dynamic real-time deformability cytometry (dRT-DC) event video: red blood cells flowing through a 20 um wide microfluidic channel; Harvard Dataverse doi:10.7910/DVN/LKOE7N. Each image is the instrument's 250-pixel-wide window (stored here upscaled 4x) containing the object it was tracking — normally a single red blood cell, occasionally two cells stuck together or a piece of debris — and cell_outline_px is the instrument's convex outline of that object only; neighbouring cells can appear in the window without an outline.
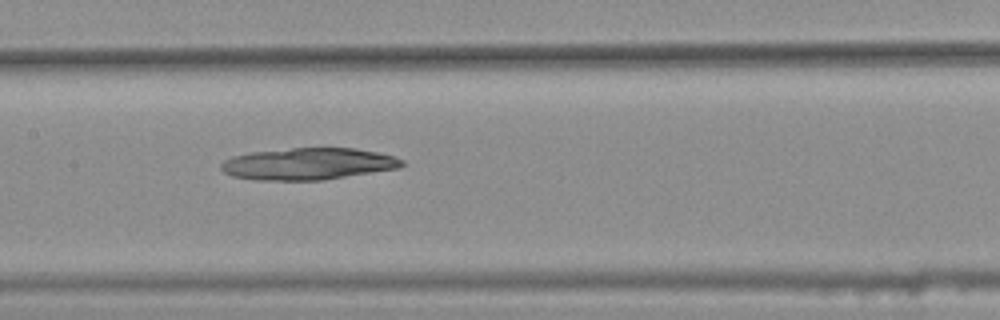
{"species": "common noctule bat (a hibernating species)", "species_latin": "Nyctalus noctula", "temperature_condition": "warm", "stored_images_in_passage": 6, "camera_frame_rate_fps": 3000, "um_per_image_px": 0.085, "animal": {"sex": "female", "body_mass_g": 25.1}, "frame": {"image": 1, "passage_image": 6, "time_ms": 1.667, "image_size_px": [1000, 320], "cell_outline_px": [[404, 164], [400, 168], [324, 180], [256, 180], [232, 176], [224, 172], [220, 168], [220, 164], [224, 160], [232, 156], [252, 152], [292, 148], [356, 148], [376, 152], [392, 156], [404, 160]], "centroid_in_image_um": [26.19, 13.93], "position_along_channel_um": 181.2, "area_um2": 33.58}}